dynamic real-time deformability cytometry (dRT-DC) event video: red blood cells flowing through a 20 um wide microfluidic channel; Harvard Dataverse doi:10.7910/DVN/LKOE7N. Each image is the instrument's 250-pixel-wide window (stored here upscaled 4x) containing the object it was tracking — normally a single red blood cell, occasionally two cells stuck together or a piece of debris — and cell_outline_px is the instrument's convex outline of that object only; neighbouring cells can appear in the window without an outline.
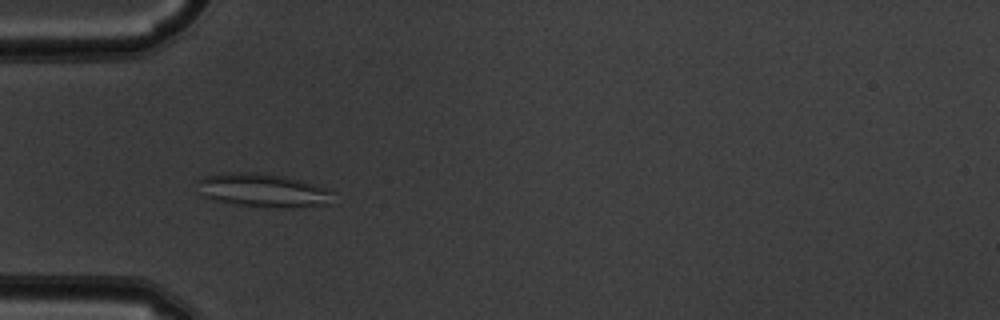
{"species": "common noctule bat (a hibernating species)", "species_latin": "Nyctalus noctula", "temperature_condition": "warm", "stored_images_in_passage": 52, "camera_frame_rate_fps": 3000, "um_per_image_px": 0.085, "animal": {"sex": "male", "body_mass_g": 19.5, "forearm_length_mm": 54.6}, "frame": {"image": 1, "passage_image": 16, "time_ms": 5.0, "image_size_px": [1000, 320], "cell_outline_px": [[332, 204], [292, 208], [276, 208], [236, 204], [216, 200], [200, 196], [196, 180], [204, 176], [232, 172], [256, 172], [284, 176], [300, 180], [324, 188], [328, 192]], "centroid_in_image_um": [22.27, 16.18], "position_along_channel_um": 62.7, "area_um2": 26.41}}
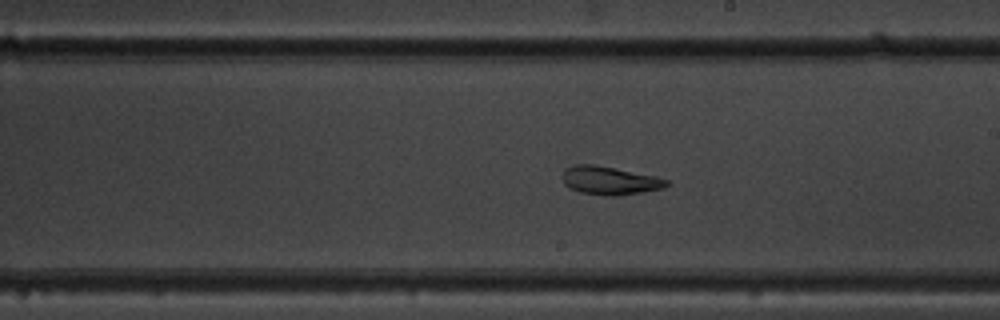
{"frame": {"image": 2, "passage_image": 30, "time_ms": 9.667, "image_size_px": [1000, 320], "cell_outline_px": [[672, 184], [664, 188], [616, 196], [608, 196], [580, 192], [568, 188], [564, 184], [564, 168], [576, 164], [596, 164], [656, 176], [668, 180]], "centroid_in_image_um": [51.84, 15.34], "position_along_channel_um": 237.2, "area_um2": 17.28}}
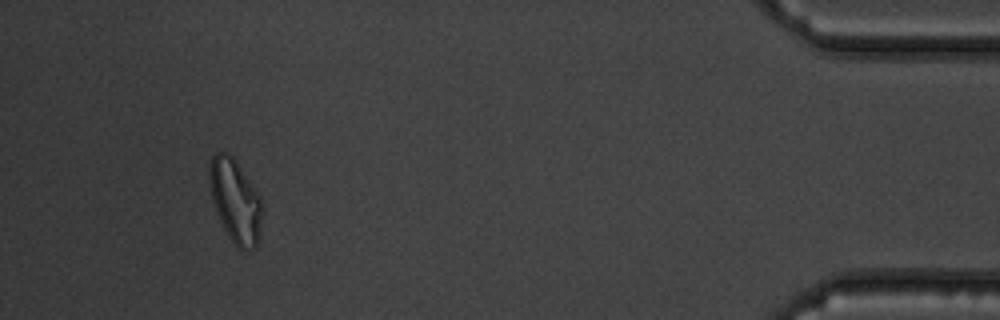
{"frame": {"image": 3, "passage_image": 49, "time_ms": 16.0, "image_size_px": [1000, 320], "cell_outline_px": [[264, 208], [260, 236], [256, 248], [248, 252], [244, 252], [228, 236], [216, 212], [212, 200], [208, 180], [208, 168], [212, 156], [216, 152], [228, 152], [236, 160], [260, 196]], "centroid_in_image_um": [20.02, 17.09], "position_along_channel_um": 415.2, "area_um2": 26.18}, "authors_computed_cell_mechanics": {"area_um2": 22.6865, "velocity_mm_per_s": 3.7917, "shape_relaxation_time_tau1_ms": null, "shape_relaxation_time_tau2_ms": 1.756, "deformation_change_tau1": null, "deformation_change_tau2": 0.0623}}